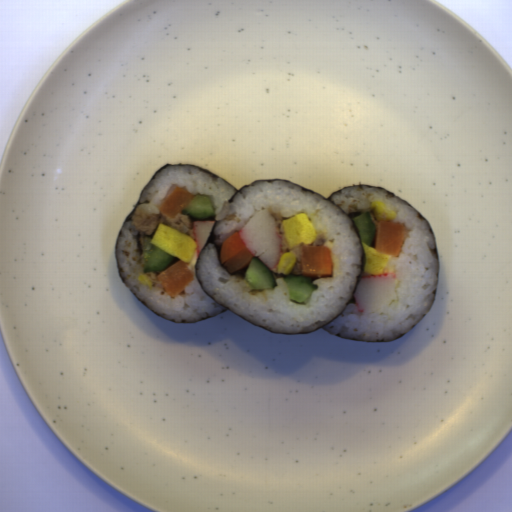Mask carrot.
<instances>
[{"label": "carrot", "mask_w": 512, "mask_h": 512, "mask_svg": "<svg viewBox=\"0 0 512 512\" xmlns=\"http://www.w3.org/2000/svg\"><path fill=\"white\" fill-rule=\"evenodd\" d=\"M332 253L326 246L310 245L300 248L301 277L308 279L333 276Z\"/></svg>", "instance_id": "obj_1"}, {"label": "carrot", "mask_w": 512, "mask_h": 512, "mask_svg": "<svg viewBox=\"0 0 512 512\" xmlns=\"http://www.w3.org/2000/svg\"><path fill=\"white\" fill-rule=\"evenodd\" d=\"M375 223L373 248L382 255L399 256L406 237L404 225L377 219Z\"/></svg>", "instance_id": "obj_2"}, {"label": "carrot", "mask_w": 512, "mask_h": 512, "mask_svg": "<svg viewBox=\"0 0 512 512\" xmlns=\"http://www.w3.org/2000/svg\"><path fill=\"white\" fill-rule=\"evenodd\" d=\"M253 260V253L243 242L240 231L221 243L220 261L229 273H236Z\"/></svg>", "instance_id": "obj_3"}, {"label": "carrot", "mask_w": 512, "mask_h": 512, "mask_svg": "<svg viewBox=\"0 0 512 512\" xmlns=\"http://www.w3.org/2000/svg\"><path fill=\"white\" fill-rule=\"evenodd\" d=\"M165 291L172 297L184 290L194 279V273L183 261H178L157 276Z\"/></svg>", "instance_id": "obj_4"}, {"label": "carrot", "mask_w": 512, "mask_h": 512, "mask_svg": "<svg viewBox=\"0 0 512 512\" xmlns=\"http://www.w3.org/2000/svg\"><path fill=\"white\" fill-rule=\"evenodd\" d=\"M195 196L192 192L177 185L158 206V210L163 216L173 220Z\"/></svg>", "instance_id": "obj_5"}]
</instances>
